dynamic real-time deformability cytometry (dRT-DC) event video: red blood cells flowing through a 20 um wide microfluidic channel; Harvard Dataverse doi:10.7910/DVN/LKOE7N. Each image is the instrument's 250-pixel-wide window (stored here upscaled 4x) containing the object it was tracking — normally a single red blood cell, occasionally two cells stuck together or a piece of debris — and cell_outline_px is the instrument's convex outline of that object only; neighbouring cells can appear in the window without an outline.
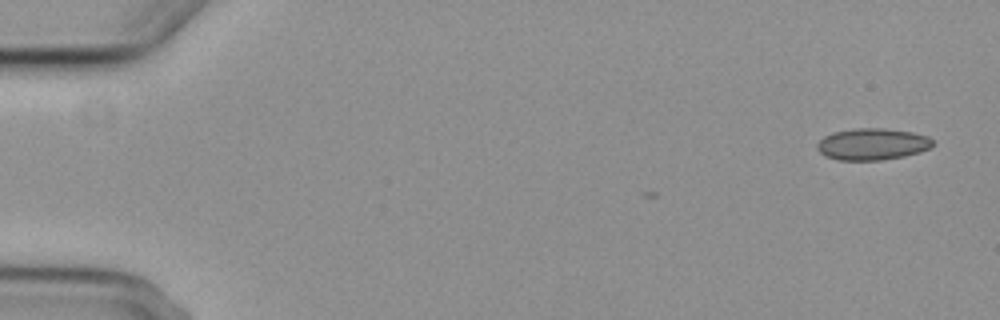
{"species": "common noctule bat (a hibernating species)", "species_latin": "Nyctalus noctula", "temperature_condition": "cold", "stored_images_in_passage": 5, "camera_frame_rate_fps": 3000, "um_per_image_px": 0.085, "animal": {"sex": "female", "body_mass_g": 29.2, "forearm_length_mm": 56.3}, "frame": {"image": 1, "passage_image": 1, "time_ms": 0.0, "image_size_px": [1000, 320], "cell_outline_px": [[936, 144], [932, 148], [920, 152], [904, 156], [880, 160], [840, 160], [824, 156], [816, 148], [816, 144], [824, 136], [832, 132], [856, 128], [884, 128], [912, 132], [928, 136]], "centroid_in_image_um": [74.16, 12.25], "position_along_channel_um": 10.8, "area_um2": 21.56}}
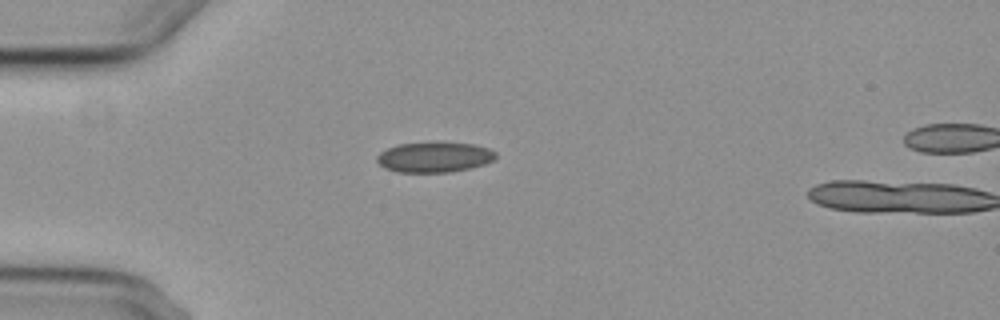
{"frame": {"image": 2, "passage_image": 4, "time_ms": 4.333, "image_size_px": [1000, 320], "cell_outline_px": [[496, 156], [492, 160], [484, 164], [472, 168], [448, 172], [396, 172], [384, 168], [376, 160], [376, 156], [380, 152], [388, 148], [400, 144], [436, 140], [472, 144], [488, 148], [496, 152]], "centroid_in_image_um": [36.91, 13.33], "position_along_channel_um": 48.1, "area_um2": 21.44}}